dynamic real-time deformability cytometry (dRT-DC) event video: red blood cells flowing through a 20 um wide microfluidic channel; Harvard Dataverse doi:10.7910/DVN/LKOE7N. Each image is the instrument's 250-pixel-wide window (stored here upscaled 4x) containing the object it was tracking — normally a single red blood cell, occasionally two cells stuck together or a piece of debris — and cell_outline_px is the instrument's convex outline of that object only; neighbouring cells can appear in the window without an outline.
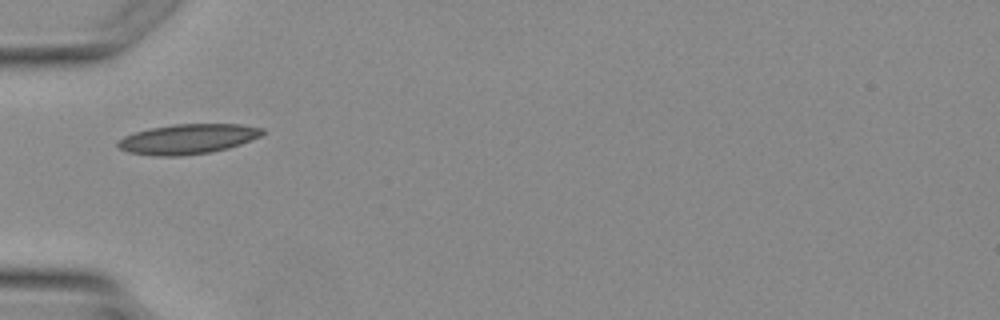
{"species": "Egyptian fruit bat (a non-hibernating species)", "species_latin": "Rousettus aegyptiacus", "temperature_condition": "warm", "stored_images_in_passage": 2, "camera_frame_rate_fps": 3000, "um_per_image_px": 0.085, "animal": {"sex": "female"}, "frame": {"image": 1, "passage_image": 2, "time_ms": 1.667, "image_size_px": [1000, 320], "cell_outline_px": [[264, 132], [260, 136], [240, 144], [228, 148], [208, 152], [180, 156], [156, 156], [128, 152], [120, 148], [116, 144], [124, 136], [136, 132], [152, 128], [172, 124], [240, 124], [264, 128]], "centroid_in_image_um": [15.97, 11.81], "position_along_channel_um": 69.0, "area_um2": 24.97}}